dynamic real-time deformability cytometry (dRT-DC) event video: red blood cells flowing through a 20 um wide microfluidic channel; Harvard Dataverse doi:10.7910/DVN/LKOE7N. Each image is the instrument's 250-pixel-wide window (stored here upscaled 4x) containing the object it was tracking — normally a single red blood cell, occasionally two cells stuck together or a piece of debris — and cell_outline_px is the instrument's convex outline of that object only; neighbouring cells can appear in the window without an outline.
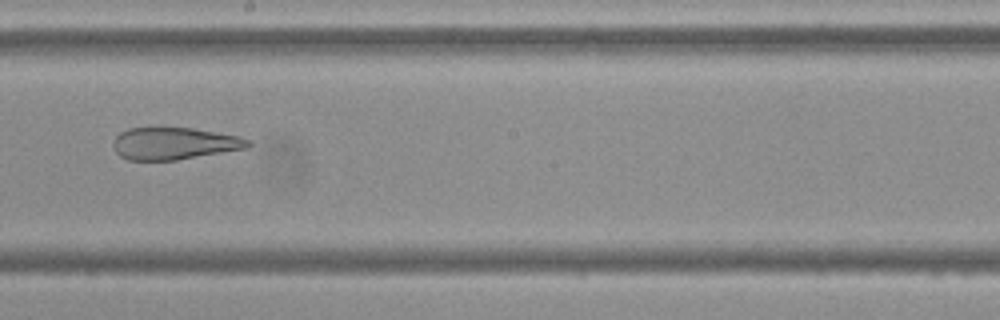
{"species": "Egyptian fruit bat (a non-hibernating species)", "species_latin": "Rousettus aegyptiacus", "temperature_condition": "cold", "stored_images_in_passage": 9, "camera_frame_rate_fps": 3000, "um_per_image_px": 0.085, "frame": {"image": 1, "passage_image": 8, "time_ms": 9.0, "image_size_px": [1000, 320], "cell_outline_px": [[252, 144], [248, 148], [176, 160], [128, 160], [120, 156], [112, 148], [112, 144], [116, 136], [120, 132], [128, 128], [156, 124], [160, 124], [192, 128], [240, 136], [252, 140]], "centroid_in_image_um": [14.77, 12.14], "position_along_channel_um": 233.4, "area_um2": 26.36}}